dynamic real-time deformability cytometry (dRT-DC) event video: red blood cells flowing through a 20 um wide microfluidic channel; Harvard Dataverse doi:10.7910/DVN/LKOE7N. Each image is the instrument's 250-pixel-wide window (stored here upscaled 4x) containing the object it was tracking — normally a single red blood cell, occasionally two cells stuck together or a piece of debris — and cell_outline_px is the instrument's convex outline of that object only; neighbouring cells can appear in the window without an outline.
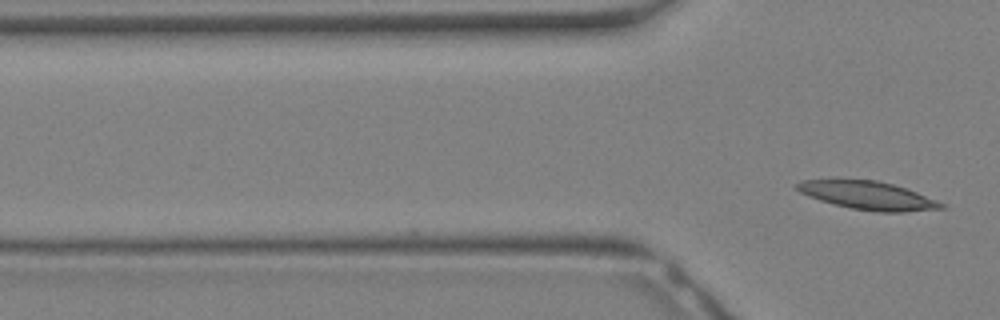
{"species": "Egyptian fruit bat (a non-hibernating species)", "species_latin": "Rousettus aegyptiacus", "temperature_condition": "warm", "stored_images_in_passage": 9, "camera_frame_rate_fps": 3000, "um_per_image_px": 0.085, "animal": {"sex": "female"}, "frame": {"image": 1, "passage_image": 9, "time_ms": 2.667, "image_size_px": [1000, 320], "cell_outline_px": [[948, 208], [904, 212], [880, 212], [852, 208], [820, 200], [808, 196], [800, 192], [792, 184], [800, 180], [876, 180], [908, 188], [948, 204]], "centroid_in_image_um": [73.85, 16.62], "position_along_channel_um": 52.0, "area_um2": 23.87}}